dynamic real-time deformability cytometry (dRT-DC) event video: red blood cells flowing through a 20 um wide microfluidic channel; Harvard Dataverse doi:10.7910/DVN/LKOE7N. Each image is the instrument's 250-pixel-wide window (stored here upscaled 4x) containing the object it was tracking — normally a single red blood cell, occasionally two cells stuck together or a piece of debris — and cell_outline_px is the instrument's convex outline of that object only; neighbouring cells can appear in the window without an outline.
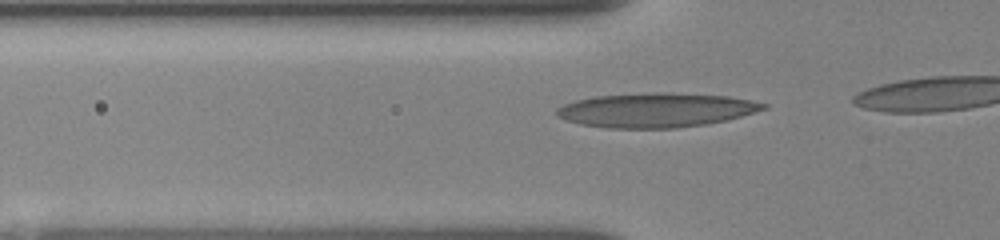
{"species": "human", "species_latin": "Homo sapiens", "temperature_condition": "room temperature", "stored_images_in_passage": 11, "camera_frame_rate_fps": 3000, "um_per_image_px": 0.085, "donor": {"sex": "female"}, "frame": {"image": 1, "passage_image": 9, "time_ms": 3.667, "image_size_px": [1000, 240], "cell_outline_px": [[768, 108], [740, 116], [708, 124], [676, 128], [608, 128], [580, 124], [556, 116], [556, 108], [564, 104], [576, 100], [592, 96], [656, 92], [664, 92], [728, 96], [768, 104]], "centroid_in_image_um": [55.73, 9.35], "position_along_channel_um": 70.1, "area_um2": 41.27}}